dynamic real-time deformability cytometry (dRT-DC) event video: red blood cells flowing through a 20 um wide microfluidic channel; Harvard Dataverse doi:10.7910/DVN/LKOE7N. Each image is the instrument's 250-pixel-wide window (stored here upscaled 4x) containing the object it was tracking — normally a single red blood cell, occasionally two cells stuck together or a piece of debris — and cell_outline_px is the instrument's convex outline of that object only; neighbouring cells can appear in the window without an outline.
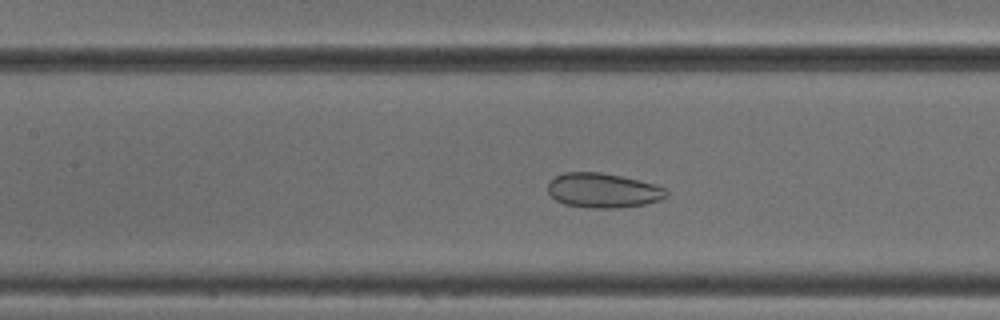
{"species": "common noctule bat (a hibernating species)", "species_latin": "Nyctalus noctula", "temperature_condition": "cold", "stored_images_in_passage": 43, "camera_frame_rate_fps": 3000, "um_per_image_px": 0.085, "animal": {"sex": "male", "body_mass_g": 18.8}, "frame": {"image": 1, "passage_image": 15, "time_ms": 4.667, "image_size_px": [1000, 320], "cell_outline_px": [[668, 196], [660, 200], [644, 204], [616, 208], [592, 208], [564, 204], [556, 200], [548, 192], [548, 180], [564, 172], [600, 172], [620, 176], [656, 184], [664, 188], [668, 192]], "centroid_in_image_um": [51.25, 16.18], "position_along_channel_um": 156.2, "area_um2": 23.93}}
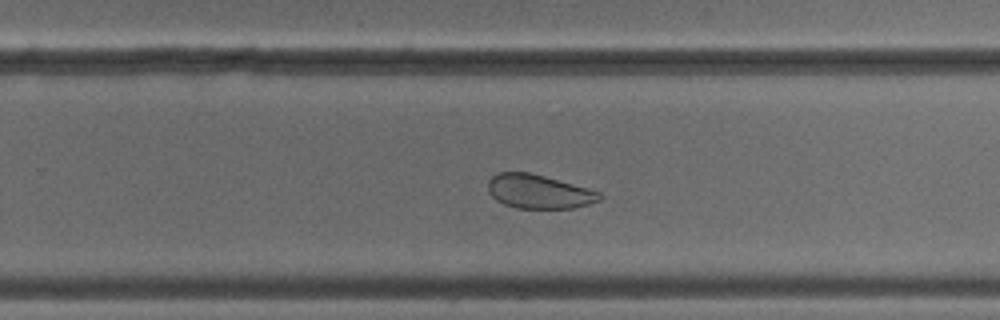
{"frame": {"image": 2, "passage_image": 25, "time_ms": 8.0, "image_size_px": [1000, 320], "cell_outline_px": [[604, 196], [600, 200], [588, 204], [572, 208], [516, 208], [504, 204], [496, 200], [488, 192], [488, 180], [492, 176], [500, 172], [528, 172], [544, 176], [588, 188], [600, 192]], "centroid_in_image_um": [45.79, 16.28], "position_along_channel_um": 284.0, "area_um2": 22.02}}
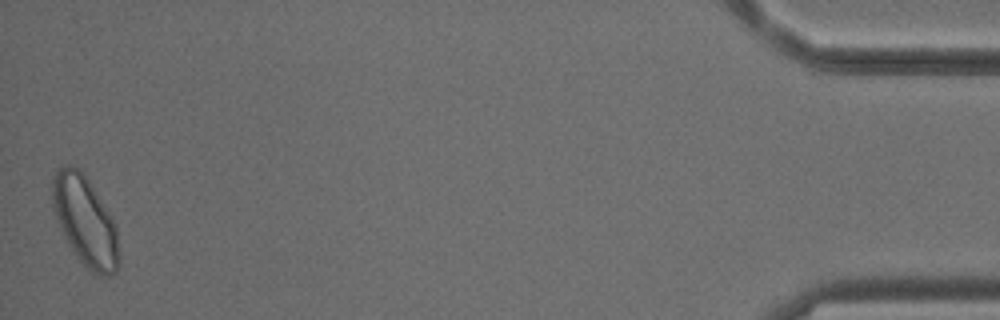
{"frame": {"image": 3, "passage_image": 43, "time_ms": 14.0, "image_size_px": [1000, 320], "cell_outline_px": [[120, 264], [116, 272], [112, 276], [100, 276], [92, 272], [76, 256], [68, 244], [60, 228], [52, 208], [52, 176], [56, 168], [64, 164], [72, 164], [80, 168], [84, 172], [112, 216], [116, 224], [120, 252]], "centroid_in_image_um": [7.25, 18.76], "position_along_channel_um": 428.0, "area_um2": 35.6}, "authors_computed_cell_mechanics": {"area_um2": 27.5706, "velocity_mm_per_s": 3.845, "shape_relaxation_time_tau1_ms": null, "shape_relaxation_time_tau2_ms": 1.8905, "deformation_change_tau1": null, "deformation_change_tau2": 0.0661}}